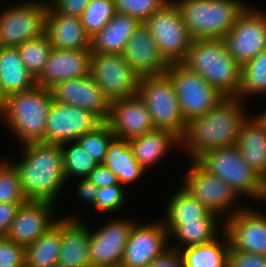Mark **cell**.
Returning <instances> with one entry per match:
<instances>
[{
	"label": "cell",
	"instance_id": "1",
	"mask_svg": "<svg viewBox=\"0 0 266 267\" xmlns=\"http://www.w3.org/2000/svg\"><path fill=\"white\" fill-rule=\"evenodd\" d=\"M244 101L238 97H225L202 116L187 122L180 138L182 152L189 160H197L206 151L234 146L246 116Z\"/></svg>",
	"mask_w": 266,
	"mask_h": 267
},
{
	"label": "cell",
	"instance_id": "2",
	"mask_svg": "<svg viewBox=\"0 0 266 267\" xmlns=\"http://www.w3.org/2000/svg\"><path fill=\"white\" fill-rule=\"evenodd\" d=\"M20 146L23 147L21 159L11 162L18 171L24 196L27 200L56 204L59 193L68 184L63 170L61 145L35 142Z\"/></svg>",
	"mask_w": 266,
	"mask_h": 267
},
{
	"label": "cell",
	"instance_id": "3",
	"mask_svg": "<svg viewBox=\"0 0 266 267\" xmlns=\"http://www.w3.org/2000/svg\"><path fill=\"white\" fill-rule=\"evenodd\" d=\"M225 97H237L241 65L227 51L223 39H196L181 62Z\"/></svg>",
	"mask_w": 266,
	"mask_h": 267
},
{
	"label": "cell",
	"instance_id": "4",
	"mask_svg": "<svg viewBox=\"0 0 266 267\" xmlns=\"http://www.w3.org/2000/svg\"><path fill=\"white\" fill-rule=\"evenodd\" d=\"M52 96L50 89L36 86L28 91L7 95L3 99L0 119L21 145L43 142Z\"/></svg>",
	"mask_w": 266,
	"mask_h": 267
},
{
	"label": "cell",
	"instance_id": "5",
	"mask_svg": "<svg viewBox=\"0 0 266 267\" xmlns=\"http://www.w3.org/2000/svg\"><path fill=\"white\" fill-rule=\"evenodd\" d=\"M192 38L223 39L248 6L240 0H174Z\"/></svg>",
	"mask_w": 266,
	"mask_h": 267
},
{
	"label": "cell",
	"instance_id": "6",
	"mask_svg": "<svg viewBox=\"0 0 266 267\" xmlns=\"http://www.w3.org/2000/svg\"><path fill=\"white\" fill-rule=\"evenodd\" d=\"M137 95L148 109L155 129L172 131L179 138L184 135L187 123L180 112L174 84L166 73L141 77Z\"/></svg>",
	"mask_w": 266,
	"mask_h": 267
},
{
	"label": "cell",
	"instance_id": "7",
	"mask_svg": "<svg viewBox=\"0 0 266 267\" xmlns=\"http://www.w3.org/2000/svg\"><path fill=\"white\" fill-rule=\"evenodd\" d=\"M197 161L211 174L224 180L239 196L260 201L262 178L242 158L236 145L210 149Z\"/></svg>",
	"mask_w": 266,
	"mask_h": 267
},
{
	"label": "cell",
	"instance_id": "8",
	"mask_svg": "<svg viewBox=\"0 0 266 267\" xmlns=\"http://www.w3.org/2000/svg\"><path fill=\"white\" fill-rule=\"evenodd\" d=\"M189 162L182 187L210 211L218 213L222 221L246 206L245 203L236 205L241 197L224 180L211 174L197 160Z\"/></svg>",
	"mask_w": 266,
	"mask_h": 267
},
{
	"label": "cell",
	"instance_id": "9",
	"mask_svg": "<svg viewBox=\"0 0 266 267\" xmlns=\"http://www.w3.org/2000/svg\"><path fill=\"white\" fill-rule=\"evenodd\" d=\"M160 54L169 63H181L194 39L183 22L174 0H169L144 21Z\"/></svg>",
	"mask_w": 266,
	"mask_h": 267
},
{
	"label": "cell",
	"instance_id": "10",
	"mask_svg": "<svg viewBox=\"0 0 266 267\" xmlns=\"http://www.w3.org/2000/svg\"><path fill=\"white\" fill-rule=\"evenodd\" d=\"M166 74L174 84L180 112L186 123L204 115L225 98L198 73L182 63L169 64Z\"/></svg>",
	"mask_w": 266,
	"mask_h": 267
},
{
	"label": "cell",
	"instance_id": "11",
	"mask_svg": "<svg viewBox=\"0 0 266 267\" xmlns=\"http://www.w3.org/2000/svg\"><path fill=\"white\" fill-rule=\"evenodd\" d=\"M47 9L48 5L45 3L25 0L2 9L0 46L17 47L43 35Z\"/></svg>",
	"mask_w": 266,
	"mask_h": 267
},
{
	"label": "cell",
	"instance_id": "12",
	"mask_svg": "<svg viewBox=\"0 0 266 267\" xmlns=\"http://www.w3.org/2000/svg\"><path fill=\"white\" fill-rule=\"evenodd\" d=\"M90 77L110 102L137 95L140 76L122 54H91Z\"/></svg>",
	"mask_w": 266,
	"mask_h": 267
},
{
	"label": "cell",
	"instance_id": "13",
	"mask_svg": "<svg viewBox=\"0 0 266 267\" xmlns=\"http://www.w3.org/2000/svg\"><path fill=\"white\" fill-rule=\"evenodd\" d=\"M248 5L224 36L227 51L243 65L266 49V12Z\"/></svg>",
	"mask_w": 266,
	"mask_h": 267
},
{
	"label": "cell",
	"instance_id": "14",
	"mask_svg": "<svg viewBox=\"0 0 266 267\" xmlns=\"http://www.w3.org/2000/svg\"><path fill=\"white\" fill-rule=\"evenodd\" d=\"M120 217L90 229L89 260L91 267H120L124 248L136 219Z\"/></svg>",
	"mask_w": 266,
	"mask_h": 267
},
{
	"label": "cell",
	"instance_id": "15",
	"mask_svg": "<svg viewBox=\"0 0 266 267\" xmlns=\"http://www.w3.org/2000/svg\"><path fill=\"white\" fill-rule=\"evenodd\" d=\"M102 121L92 112L52 100L48 112L44 143L63 144L76 141Z\"/></svg>",
	"mask_w": 266,
	"mask_h": 267
},
{
	"label": "cell",
	"instance_id": "16",
	"mask_svg": "<svg viewBox=\"0 0 266 267\" xmlns=\"http://www.w3.org/2000/svg\"><path fill=\"white\" fill-rule=\"evenodd\" d=\"M137 222L124 248L120 267H146L169 247V232L161 219L152 223Z\"/></svg>",
	"mask_w": 266,
	"mask_h": 267
},
{
	"label": "cell",
	"instance_id": "17",
	"mask_svg": "<svg viewBox=\"0 0 266 267\" xmlns=\"http://www.w3.org/2000/svg\"><path fill=\"white\" fill-rule=\"evenodd\" d=\"M230 246L234 250L266 256V213L245 206L224 220Z\"/></svg>",
	"mask_w": 266,
	"mask_h": 267
},
{
	"label": "cell",
	"instance_id": "18",
	"mask_svg": "<svg viewBox=\"0 0 266 267\" xmlns=\"http://www.w3.org/2000/svg\"><path fill=\"white\" fill-rule=\"evenodd\" d=\"M50 93L55 102L82 108L95 114L102 122L107 121L111 102L90 75L57 83L50 88Z\"/></svg>",
	"mask_w": 266,
	"mask_h": 267
},
{
	"label": "cell",
	"instance_id": "19",
	"mask_svg": "<svg viewBox=\"0 0 266 267\" xmlns=\"http://www.w3.org/2000/svg\"><path fill=\"white\" fill-rule=\"evenodd\" d=\"M54 205L51 202L27 200L18 208L5 237L20 246H29L57 222L58 218H53L52 214Z\"/></svg>",
	"mask_w": 266,
	"mask_h": 267
},
{
	"label": "cell",
	"instance_id": "20",
	"mask_svg": "<svg viewBox=\"0 0 266 267\" xmlns=\"http://www.w3.org/2000/svg\"><path fill=\"white\" fill-rule=\"evenodd\" d=\"M106 122L115 137L125 140L155 130L151 115L138 95L112 101Z\"/></svg>",
	"mask_w": 266,
	"mask_h": 267
},
{
	"label": "cell",
	"instance_id": "21",
	"mask_svg": "<svg viewBox=\"0 0 266 267\" xmlns=\"http://www.w3.org/2000/svg\"><path fill=\"white\" fill-rule=\"evenodd\" d=\"M91 48L79 50L52 47L37 86L50 89L55 84L89 75Z\"/></svg>",
	"mask_w": 266,
	"mask_h": 267
},
{
	"label": "cell",
	"instance_id": "22",
	"mask_svg": "<svg viewBox=\"0 0 266 267\" xmlns=\"http://www.w3.org/2000/svg\"><path fill=\"white\" fill-rule=\"evenodd\" d=\"M122 55L140 77L163 75L169 66L144 22L135 29Z\"/></svg>",
	"mask_w": 266,
	"mask_h": 267
},
{
	"label": "cell",
	"instance_id": "23",
	"mask_svg": "<svg viewBox=\"0 0 266 267\" xmlns=\"http://www.w3.org/2000/svg\"><path fill=\"white\" fill-rule=\"evenodd\" d=\"M77 216L61 218V245L57 267H91L90 228Z\"/></svg>",
	"mask_w": 266,
	"mask_h": 267
},
{
	"label": "cell",
	"instance_id": "24",
	"mask_svg": "<svg viewBox=\"0 0 266 267\" xmlns=\"http://www.w3.org/2000/svg\"><path fill=\"white\" fill-rule=\"evenodd\" d=\"M45 34L56 49L91 48V38L85 33L81 19L58 14L49 5L45 17Z\"/></svg>",
	"mask_w": 266,
	"mask_h": 267
},
{
	"label": "cell",
	"instance_id": "25",
	"mask_svg": "<svg viewBox=\"0 0 266 267\" xmlns=\"http://www.w3.org/2000/svg\"><path fill=\"white\" fill-rule=\"evenodd\" d=\"M218 218V219H217ZM223 219L218 213L210 212L206 217L191 222H164L169 232V238L175 239V245L170 248L181 250L183 248L205 244L218 238V228L224 231V221L217 226V222ZM222 226V227H221ZM176 241L178 242L176 245Z\"/></svg>",
	"mask_w": 266,
	"mask_h": 267
},
{
	"label": "cell",
	"instance_id": "26",
	"mask_svg": "<svg viewBox=\"0 0 266 267\" xmlns=\"http://www.w3.org/2000/svg\"><path fill=\"white\" fill-rule=\"evenodd\" d=\"M128 143L135 160L147 171L163 160L171 149L180 147V138L172 131L155 129L128 140Z\"/></svg>",
	"mask_w": 266,
	"mask_h": 267
},
{
	"label": "cell",
	"instance_id": "27",
	"mask_svg": "<svg viewBox=\"0 0 266 267\" xmlns=\"http://www.w3.org/2000/svg\"><path fill=\"white\" fill-rule=\"evenodd\" d=\"M236 147L246 163L263 178L266 175V127L251 114L243 123Z\"/></svg>",
	"mask_w": 266,
	"mask_h": 267
},
{
	"label": "cell",
	"instance_id": "28",
	"mask_svg": "<svg viewBox=\"0 0 266 267\" xmlns=\"http://www.w3.org/2000/svg\"><path fill=\"white\" fill-rule=\"evenodd\" d=\"M140 23L134 17L116 12L104 28L91 38L92 54H122Z\"/></svg>",
	"mask_w": 266,
	"mask_h": 267
},
{
	"label": "cell",
	"instance_id": "29",
	"mask_svg": "<svg viewBox=\"0 0 266 267\" xmlns=\"http://www.w3.org/2000/svg\"><path fill=\"white\" fill-rule=\"evenodd\" d=\"M36 86V78L26 69L17 47L0 46V92L3 97Z\"/></svg>",
	"mask_w": 266,
	"mask_h": 267
},
{
	"label": "cell",
	"instance_id": "30",
	"mask_svg": "<svg viewBox=\"0 0 266 267\" xmlns=\"http://www.w3.org/2000/svg\"><path fill=\"white\" fill-rule=\"evenodd\" d=\"M102 164L108 167L117 177L118 182L124 186L138 181L146 171L135 160L128 140L118 137L110 141Z\"/></svg>",
	"mask_w": 266,
	"mask_h": 267
},
{
	"label": "cell",
	"instance_id": "31",
	"mask_svg": "<svg viewBox=\"0 0 266 267\" xmlns=\"http://www.w3.org/2000/svg\"><path fill=\"white\" fill-rule=\"evenodd\" d=\"M222 235H220V239L216 238L205 244L179 250L182 255L183 267H228L231 246L225 231Z\"/></svg>",
	"mask_w": 266,
	"mask_h": 267
},
{
	"label": "cell",
	"instance_id": "32",
	"mask_svg": "<svg viewBox=\"0 0 266 267\" xmlns=\"http://www.w3.org/2000/svg\"><path fill=\"white\" fill-rule=\"evenodd\" d=\"M61 245V218L25 247V267H57Z\"/></svg>",
	"mask_w": 266,
	"mask_h": 267
},
{
	"label": "cell",
	"instance_id": "33",
	"mask_svg": "<svg viewBox=\"0 0 266 267\" xmlns=\"http://www.w3.org/2000/svg\"><path fill=\"white\" fill-rule=\"evenodd\" d=\"M164 222H191L206 217L211 211L182 186L168 199Z\"/></svg>",
	"mask_w": 266,
	"mask_h": 267
},
{
	"label": "cell",
	"instance_id": "34",
	"mask_svg": "<svg viewBox=\"0 0 266 267\" xmlns=\"http://www.w3.org/2000/svg\"><path fill=\"white\" fill-rule=\"evenodd\" d=\"M254 94L266 96V49L241 65V83L237 97L245 102L246 97H254Z\"/></svg>",
	"mask_w": 266,
	"mask_h": 267
},
{
	"label": "cell",
	"instance_id": "35",
	"mask_svg": "<svg viewBox=\"0 0 266 267\" xmlns=\"http://www.w3.org/2000/svg\"><path fill=\"white\" fill-rule=\"evenodd\" d=\"M61 151L67 182L73 178H87L98 165L76 141L61 144Z\"/></svg>",
	"mask_w": 266,
	"mask_h": 267
},
{
	"label": "cell",
	"instance_id": "36",
	"mask_svg": "<svg viewBox=\"0 0 266 267\" xmlns=\"http://www.w3.org/2000/svg\"><path fill=\"white\" fill-rule=\"evenodd\" d=\"M20 58L26 69L37 78L44 69L52 49L49 37L44 33L17 46Z\"/></svg>",
	"mask_w": 266,
	"mask_h": 267
},
{
	"label": "cell",
	"instance_id": "37",
	"mask_svg": "<svg viewBox=\"0 0 266 267\" xmlns=\"http://www.w3.org/2000/svg\"><path fill=\"white\" fill-rule=\"evenodd\" d=\"M115 14L114 0H90L80 17L85 33L94 37Z\"/></svg>",
	"mask_w": 266,
	"mask_h": 267
},
{
	"label": "cell",
	"instance_id": "38",
	"mask_svg": "<svg viewBox=\"0 0 266 267\" xmlns=\"http://www.w3.org/2000/svg\"><path fill=\"white\" fill-rule=\"evenodd\" d=\"M109 124L105 121L90 132L80 136L76 142L97 163L102 164L110 141L114 138Z\"/></svg>",
	"mask_w": 266,
	"mask_h": 267
},
{
	"label": "cell",
	"instance_id": "39",
	"mask_svg": "<svg viewBox=\"0 0 266 267\" xmlns=\"http://www.w3.org/2000/svg\"><path fill=\"white\" fill-rule=\"evenodd\" d=\"M0 161V202L24 203L27 201L21 189L19 174L14 164Z\"/></svg>",
	"mask_w": 266,
	"mask_h": 267
},
{
	"label": "cell",
	"instance_id": "40",
	"mask_svg": "<svg viewBox=\"0 0 266 267\" xmlns=\"http://www.w3.org/2000/svg\"><path fill=\"white\" fill-rule=\"evenodd\" d=\"M169 0H114L116 12L144 22Z\"/></svg>",
	"mask_w": 266,
	"mask_h": 267
},
{
	"label": "cell",
	"instance_id": "41",
	"mask_svg": "<svg viewBox=\"0 0 266 267\" xmlns=\"http://www.w3.org/2000/svg\"><path fill=\"white\" fill-rule=\"evenodd\" d=\"M124 189V185L98 188L95 195V209L106 214L117 212L126 200Z\"/></svg>",
	"mask_w": 266,
	"mask_h": 267
},
{
	"label": "cell",
	"instance_id": "42",
	"mask_svg": "<svg viewBox=\"0 0 266 267\" xmlns=\"http://www.w3.org/2000/svg\"><path fill=\"white\" fill-rule=\"evenodd\" d=\"M0 267H25V247L1 236Z\"/></svg>",
	"mask_w": 266,
	"mask_h": 267
},
{
	"label": "cell",
	"instance_id": "43",
	"mask_svg": "<svg viewBox=\"0 0 266 267\" xmlns=\"http://www.w3.org/2000/svg\"><path fill=\"white\" fill-rule=\"evenodd\" d=\"M228 267H266V256L234 250L231 247Z\"/></svg>",
	"mask_w": 266,
	"mask_h": 267
},
{
	"label": "cell",
	"instance_id": "44",
	"mask_svg": "<svg viewBox=\"0 0 266 267\" xmlns=\"http://www.w3.org/2000/svg\"><path fill=\"white\" fill-rule=\"evenodd\" d=\"M90 0H53L49 6L58 14L68 17H81Z\"/></svg>",
	"mask_w": 266,
	"mask_h": 267
},
{
	"label": "cell",
	"instance_id": "45",
	"mask_svg": "<svg viewBox=\"0 0 266 267\" xmlns=\"http://www.w3.org/2000/svg\"><path fill=\"white\" fill-rule=\"evenodd\" d=\"M87 179L98 188L121 185L112 171L103 164H98L88 175Z\"/></svg>",
	"mask_w": 266,
	"mask_h": 267
},
{
	"label": "cell",
	"instance_id": "46",
	"mask_svg": "<svg viewBox=\"0 0 266 267\" xmlns=\"http://www.w3.org/2000/svg\"><path fill=\"white\" fill-rule=\"evenodd\" d=\"M23 203H3L0 202V237L5 236L15 219L18 208Z\"/></svg>",
	"mask_w": 266,
	"mask_h": 267
},
{
	"label": "cell",
	"instance_id": "47",
	"mask_svg": "<svg viewBox=\"0 0 266 267\" xmlns=\"http://www.w3.org/2000/svg\"><path fill=\"white\" fill-rule=\"evenodd\" d=\"M146 267H183L182 255L179 250L168 248Z\"/></svg>",
	"mask_w": 266,
	"mask_h": 267
},
{
	"label": "cell",
	"instance_id": "48",
	"mask_svg": "<svg viewBox=\"0 0 266 267\" xmlns=\"http://www.w3.org/2000/svg\"><path fill=\"white\" fill-rule=\"evenodd\" d=\"M79 182L76 186L77 195L79 199L81 198L83 201H87V204H92L95 208V195L98 187H96L93 183H91L87 178L77 179Z\"/></svg>",
	"mask_w": 266,
	"mask_h": 267
},
{
	"label": "cell",
	"instance_id": "49",
	"mask_svg": "<svg viewBox=\"0 0 266 267\" xmlns=\"http://www.w3.org/2000/svg\"><path fill=\"white\" fill-rule=\"evenodd\" d=\"M261 201L266 202V175L262 178V191H261Z\"/></svg>",
	"mask_w": 266,
	"mask_h": 267
},
{
	"label": "cell",
	"instance_id": "50",
	"mask_svg": "<svg viewBox=\"0 0 266 267\" xmlns=\"http://www.w3.org/2000/svg\"><path fill=\"white\" fill-rule=\"evenodd\" d=\"M26 1H38V2H42V3H45V4H47V5H49L53 0H49V1H47V0H26Z\"/></svg>",
	"mask_w": 266,
	"mask_h": 267
},
{
	"label": "cell",
	"instance_id": "51",
	"mask_svg": "<svg viewBox=\"0 0 266 267\" xmlns=\"http://www.w3.org/2000/svg\"><path fill=\"white\" fill-rule=\"evenodd\" d=\"M3 99H4V97H3L2 93L0 92V112H1L2 106H3Z\"/></svg>",
	"mask_w": 266,
	"mask_h": 267
}]
</instances>
